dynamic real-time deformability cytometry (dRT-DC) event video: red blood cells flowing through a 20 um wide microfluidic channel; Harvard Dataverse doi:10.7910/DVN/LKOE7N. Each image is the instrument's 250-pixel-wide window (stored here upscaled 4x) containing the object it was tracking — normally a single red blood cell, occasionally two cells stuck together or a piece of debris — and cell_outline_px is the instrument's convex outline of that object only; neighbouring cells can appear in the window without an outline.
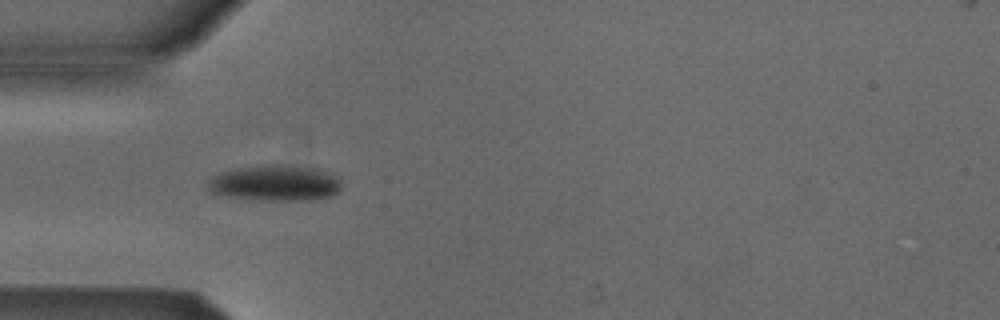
{"species": "Egyptian fruit bat (a non-hibernating species)", "species_latin": "Rousettus aegyptiacus", "temperature_condition": "cold", "stored_images_in_passage": 8, "camera_frame_rate_fps": 3000, "um_per_image_px": 0.085, "animal": {"sex": "male"}, "frame": {"image": 1, "passage_image": 4, "time_ms": 1.0, "image_size_px": [1000, 320], "cell_outline_px": [[340, 188], [332, 196], [304, 200], [260, 200], [228, 196], [212, 192], [208, 188], [208, 180], [212, 176], [220, 172], [240, 168], [272, 164], [280, 164], [316, 168], [328, 172], [336, 176], [340, 180]], "centroid_in_image_um": [23.39, 15.55], "position_along_channel_um": 61.6, "area_um2": 27.69}}
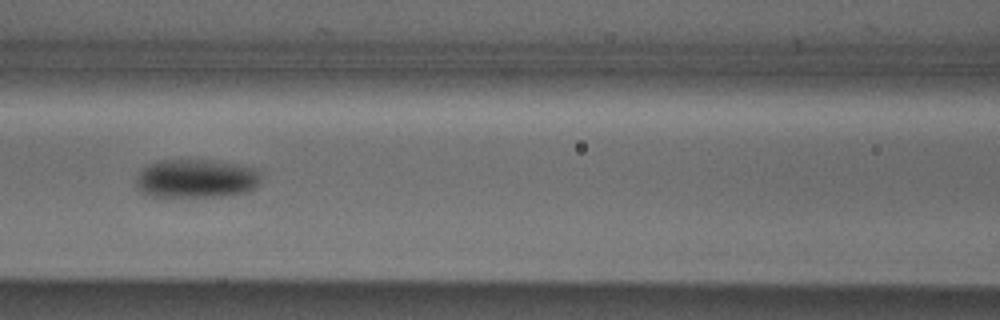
{"frame": {"image": 2, "passage_image": 6, "time_ms": 1.667, "image_size_px": [1000, 320], "cell_outline_px": [[260, 180], [256, 188], [244, 192], [220, 196], [152, 196], [140, 192], [136, 184], [136, 176], [148, 164], [160, 160], [204, 160], [236, 164], [252, 168], [260, 176]], "centroid_in_image_um": [16.63, 15.18], "position_along_channel_um": 150.0, "area_um2": 27.74}}
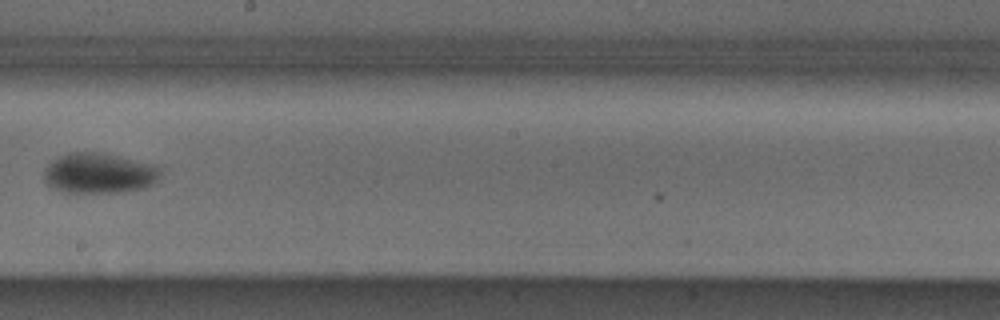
{"frame": {"image": 3, "passage_image": 8, "time_ms": 2.333, "image_size_px": [1000, 320], "cell_outline_px": [[160, 176], [152, 184], [144, 188], [120, 192], [64, 192], [48, 184], [44, 180], [44, 168], [52, 160], [68, 152], [100, 152], [156, 164], [160, 168]], "centroid_in_image_um": [8.43, 14.71], "position_along_channel_um": 239.8, "area_um2": 27.4}}